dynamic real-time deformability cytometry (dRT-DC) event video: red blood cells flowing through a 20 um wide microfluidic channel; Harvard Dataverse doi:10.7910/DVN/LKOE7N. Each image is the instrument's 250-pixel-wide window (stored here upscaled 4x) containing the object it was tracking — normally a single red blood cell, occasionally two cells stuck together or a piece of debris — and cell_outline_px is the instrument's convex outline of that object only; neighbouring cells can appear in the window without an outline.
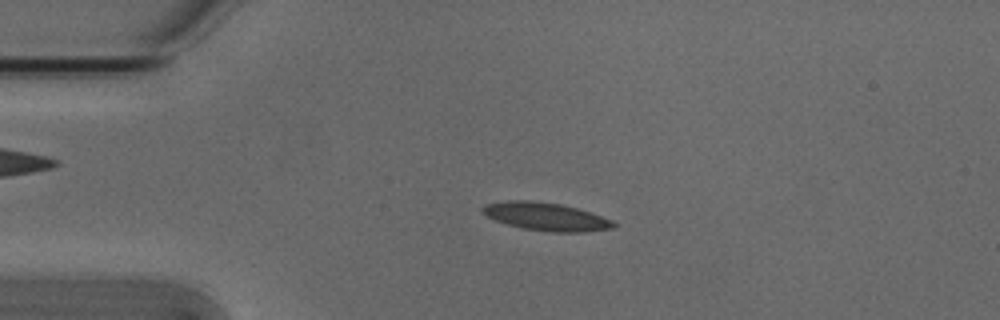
{"species": "Egyptian fruit bat (a non-hibernating species)", "species_latin": "Rousettus aegyptiacus", "temperature_condition": "cold", "stored_images_in_passage": 53, "camera_frame_rate_fps": 3000, "um_per_image_px": 0.085, "animal": {"sex": "male"}, "frame": {"image": 1, "passage_image": 12, "time_ms": 3.667, "image_size_px": [1000, 320], "cell_outline_px": [[616, 224], [612, 228], [584, 232], [552, 232], [524, 228], [508, 224], [496, 220], [480, 212], [480, 208], [484, 204], [508, 200], [528, 200], [560, 204], [576, 208], [612, 220]], "centroid_in_image_um": [46.36, 18.4], "position_along_channel_um": 38.6, "area_um2": 21.1}}
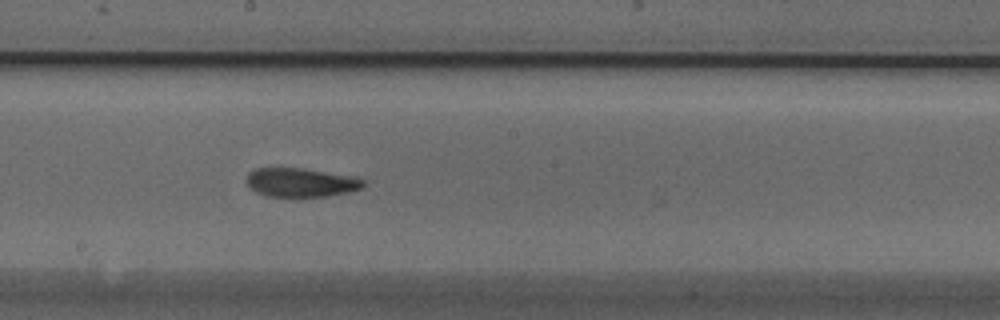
{"frame": {"image": 2, "passage_image": 29, "time_ms": 9.333, "image_size_px": [1000, 320], "cell_outline_px": [[368, 184], [364, 188], [348, 192], [324, 196], [264, 196], [256, 192], [248, 184], [248, 172], [256, 168], [300, 168], [356, 176], [364, 180]], "centroid_in_image_um": [25.64, 15.5], "position_along_channel_um": 222.6, "area_um2": 19.65}}
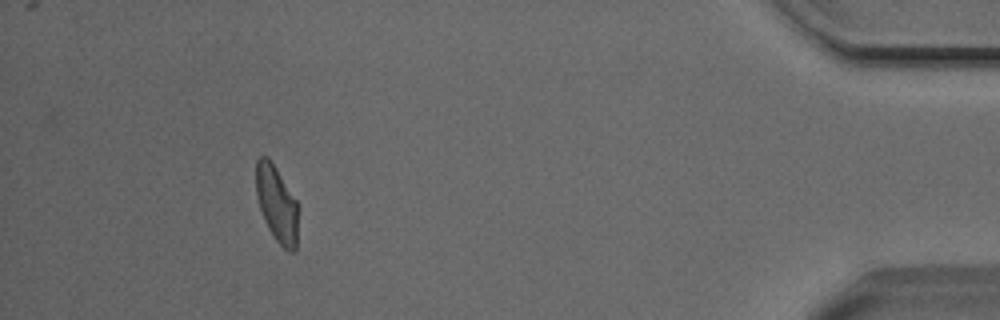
{"frame": {"image": 3, "passage_image": 49, "time_ms": 16.0, "image_size_px": [1000, 320], "cell_outline_px": [[300, 208], [296, 252], [288, 252], [276, 240], [268, 228], [264, 220], [256, 196], [256, 160], [260, 156], [268, 156], [276, 168], [296, 200]], "centroid_in_image_um": [23.56, 17.37], "position_along_channel_um": 411.6, "area_um2": 19.13}, "authors_computed_cell_mechanics": {"area_um2": 20.2878, "velocity_mm_per_s": 3.7928, "shape_relaxation_time_tau1_ms": null, "shape_relaxation_time_tau2_ms": 1.1546, "deformation_change_tau1": null, "deformation_change_tau2": 0.067}}